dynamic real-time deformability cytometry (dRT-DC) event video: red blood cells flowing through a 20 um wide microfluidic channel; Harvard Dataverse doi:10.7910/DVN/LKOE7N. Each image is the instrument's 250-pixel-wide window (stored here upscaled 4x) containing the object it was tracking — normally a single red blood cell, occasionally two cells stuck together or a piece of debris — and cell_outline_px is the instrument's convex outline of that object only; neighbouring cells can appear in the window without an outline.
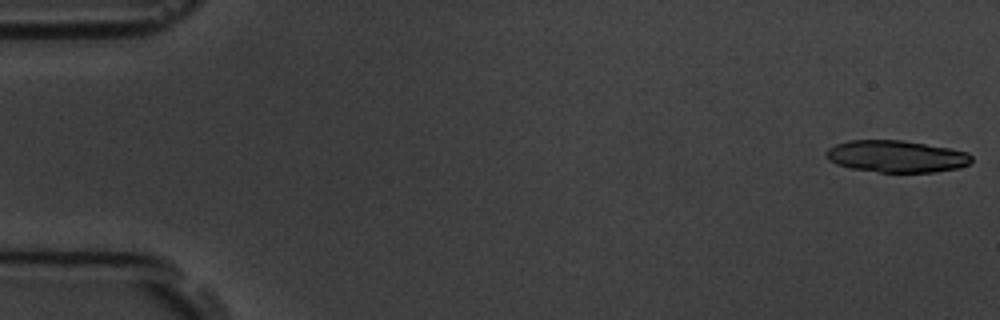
{"species": "common noctule bat (a hibernating species)", "species_latin": "Nyctalus noctula", "temperature_condition": "room temperature", "stored_images_in_passage": 3, "camera_frame_rate_fps": 3000, "um_per_image_px": 0.085, "animal": {"sex": "male", "body_mass_g": 19.5, "forearm_length_mm": 54.6}, "frame": {"image": 1, "passage_image": 1, "time_ms": 0.0, "image_size_px": [1000, 320], "cell_outline_px": [[972, 160], [968, 164], [956, 168], [936, 172], [880, 172], [852, 168], [836, 164], [828, 160], [824, 152], [828, 148], [836, 144], [848, 140], [900, 140], [948, 148], [968, 152], [972, 156]], "centroid_in_image_um": [76.16, 13.29], "position_along_channel_um": 8.8, "area_um2": 26.93}}